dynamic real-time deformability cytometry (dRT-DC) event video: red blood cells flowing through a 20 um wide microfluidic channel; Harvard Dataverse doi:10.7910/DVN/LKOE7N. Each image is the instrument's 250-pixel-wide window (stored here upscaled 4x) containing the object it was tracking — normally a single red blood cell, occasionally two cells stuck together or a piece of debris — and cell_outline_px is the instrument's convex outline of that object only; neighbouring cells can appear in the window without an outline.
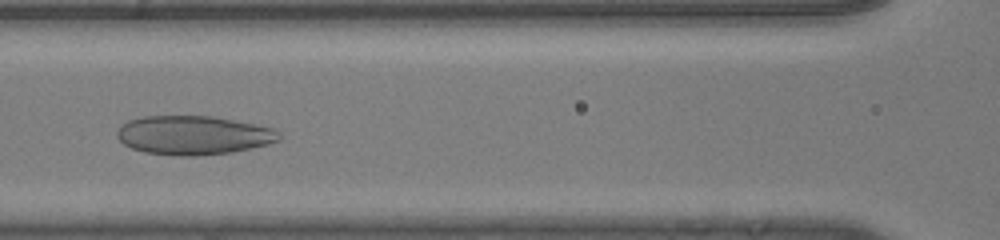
{"species": "human", "species_latin": "Homo sapiens", "temperature_condition": "room temperature", "stored_images_in_passage": 35, "camera_frame_rate_fps": 3000, "um_per_image_px": 0.085, "donor": {"sex": "male"}, "frame": {"image": 1, "passage_image": 11, "time_ms": 3.333, "image_size_px": [1000, 240], "cell_outline_px": [[280, 140], [268, 144], [232, 152], [196, 156], [180, 156], [144, 152], [132, 148], [124, 144], [116, 136], [116, 132], [128, 120], [144, 116], [212, 116], [256, 124], [276, 128], [280, 132]], "centroid_in_image_um": [16.47, 11.49], "position_along_channel_um": 150.1, "area_um2": 36.82}}
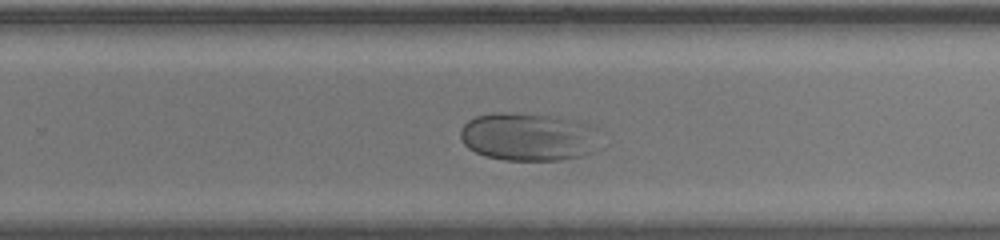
{"frame": {"image": 2, "passage_image": 21, "time_ms": 6.667, "image_size_px": [1000, 240], "cell_outline_px": [[596, 152], [580, 156], [560, 160], [504, 160], [484, 156], [468, 148], [464, 144], [460, 136], [460, 128], [468, 120], [476, 116], [492, 112], [504, 112], [556, 116], [592, 124]], "centroid_in_image_um": [44.84, 11.62], "position_along_channel_um": 285.0, "area_um2": 39.13}}
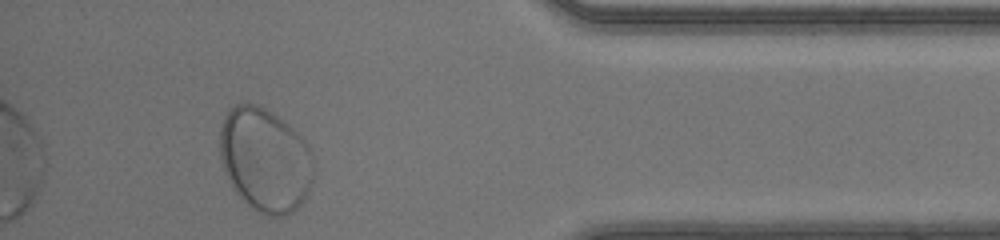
{"frame": {"image": 3, "passage_image": 32, "time_ms": 10.333, "image_size_px": [1000, 240], "cell_outline_px": [[312, 180], [308, 196], [292, 212], [280, 216], [268, 216], [252, 208], [232, 188], [224, 172], [220, 156], [220, 128], [224, 116], [228, 108], [232, 104], [256, 104], [272, 112], [288, 124], [308, 144], [312, 152]], "centroid_in_image_um": [22.52, 13.57], "position_along_channel_um": 412.7, "area_um2": 56.93}}